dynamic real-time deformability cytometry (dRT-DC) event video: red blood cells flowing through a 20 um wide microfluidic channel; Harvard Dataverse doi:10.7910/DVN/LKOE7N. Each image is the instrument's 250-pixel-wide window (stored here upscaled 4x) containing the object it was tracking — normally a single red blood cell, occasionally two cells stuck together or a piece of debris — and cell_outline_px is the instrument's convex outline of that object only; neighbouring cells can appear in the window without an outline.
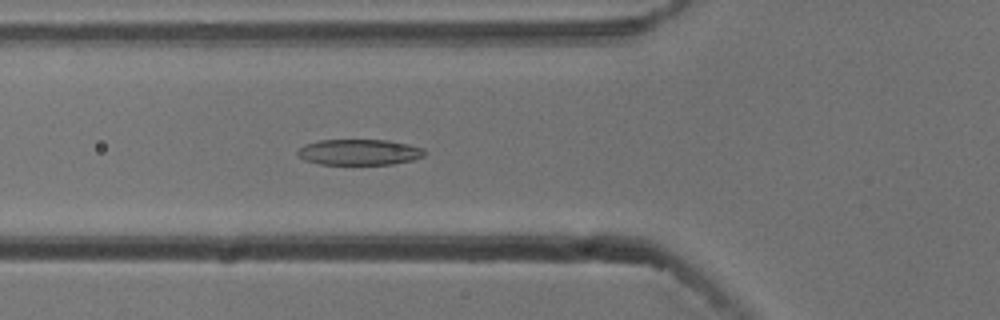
{"species": "common noctule bat (a hibernating species)", "species_latin": "Nyctalus noctula", "temperature_condition": "cold", "stored_images_in_passage": 54, "camera_frame_rate_fps": 3000, "um_per_image_px": 0.085, "animal": {"sex": "male", "body_mass_g": 13.3}, "frame": {"image": 1, "passage_image": 19, "time_ms": 6.0, "image_size_px": [1000, 320], "cell_outline_px": [[424, 156], [412, 160], [392, 164], [320, 164], [304, 160], [296, 156], [296, 152], [304, 144], [320, 140], [388, 140], [408, 144], [424, 148]], "centroid_in_image_um": [30.5, 12.93], "position_along_channel_um": 95.3, "area_um2": 19.13}}
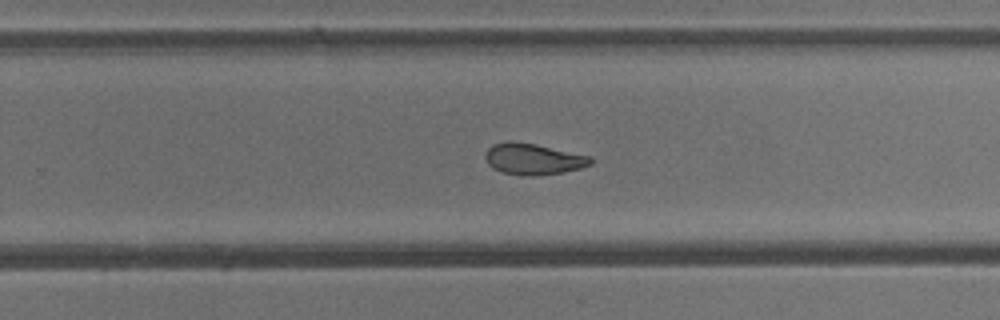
{"frame": {"image": 2, "passage_image": 34, "time_ms": 11.0, "image_size_px": [1000, 320], "cell_outline_px": [[592, 164], [580, 168], [564, 172], [536, 176], [520, 176], [504, 172], [492, 168], [488, 164], [484, 156], [488, 148], [492, 144], [508, 140], [512, 140], [536, 144], [592, 156]], "centroid_in_image_um": [45.31, 13.51], "position_along_channel_um": 284.5, "area_um2": 19.48}}
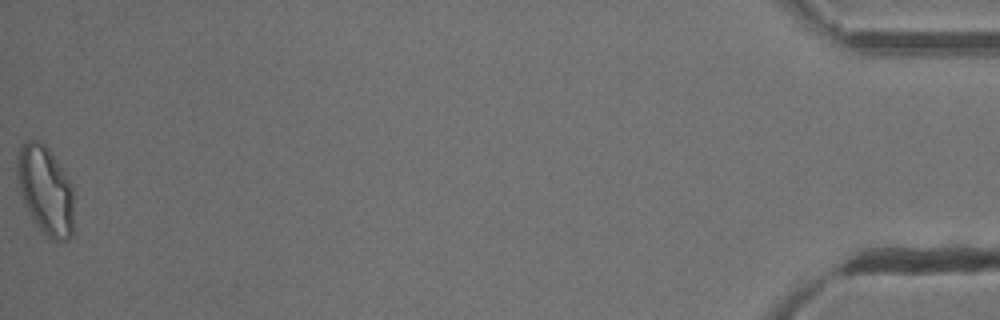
{"frame": {"image": 3, "passage_image": 54, "time_ms": 17.667, "image_size_px": [1000, 320], "cell_outline_px": [[72, 236], [68, 240], [52, 240], [32, 220], [24, 204], [20, 192], [16, 176], [16, 160], [20, 148], [24, 140], [32, 136], [44, 144], [48, 148], [72, 184]], "centroid_in_image_um": [3.82, 16.12], "position_along_channel_um": 431.4, "area_um2": 29.42}, "authors_computed_cell_mechanics": {"area_um2": 20.5768, "velocity_mm_per_s": 3.7827, "shape_relaxation_time_tau1_ms": 4.0685, "shape_relaxation_time_tau2_ms": 2.9988, "deformation_change_tau1": 0.1502, "deformation_change_tau2": 0.0979}}